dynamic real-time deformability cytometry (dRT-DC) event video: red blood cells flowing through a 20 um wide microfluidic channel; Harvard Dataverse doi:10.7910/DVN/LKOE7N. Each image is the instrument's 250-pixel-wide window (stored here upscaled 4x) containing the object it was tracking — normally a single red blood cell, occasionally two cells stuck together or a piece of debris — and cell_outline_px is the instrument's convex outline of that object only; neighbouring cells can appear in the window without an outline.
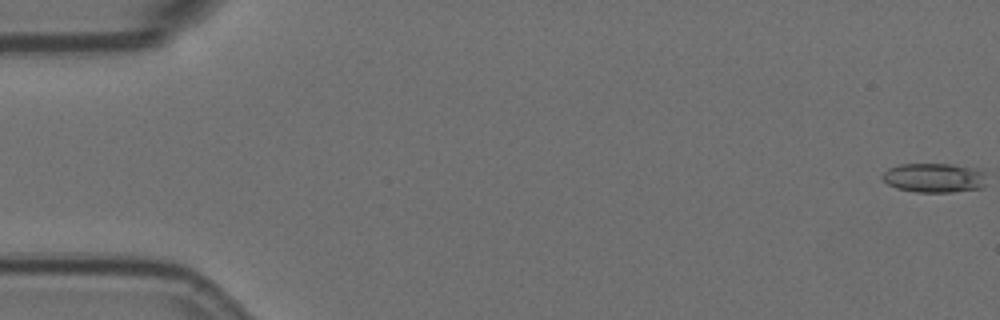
{"species": "Egyptian fruit bat (a non-hibernating species)", "species_latin": "Rousettus aegyptiacus", "temperature_condition": "room temperature", "stored_images_in_passage": 8, "camera_frame_rate_fps": 3000, "um_per_image_px": 0.085, "animal": {"sex": "female"}, "frame": {"image": 1, "passage_image": 1, "time_ms": 0.0, "image_size_px": [1000, 320], "cell_outline_px": [[984, 188], [952, 192], [916, 192], [896, 188], [888, 184], [880, 176], [888, 168], [900, 164], [952, 164], [976, 168], [984, 172]], "centroid_in_image_um": [79.4, 15.11], "position_along_channel_um": 5.6, "area_um2": 17.92}}
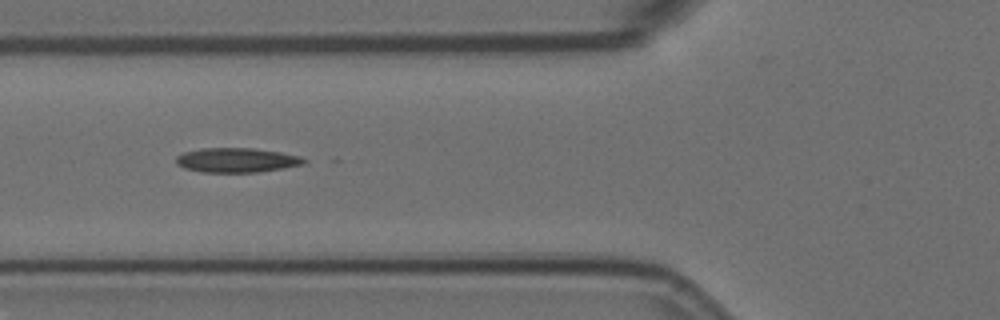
{"frame": {"image": 2, "passage_image": 7, "time_ms": 2.0, "image_size_px": [1000, 320], "cell_outline_px": [[308, 160], [304, 164], [260, 172], [200, 172], [184, 168], [176, 164], [176, 156], [184, 152], [200, 148], [252, 148], [280, 152], [300, 156]], "centroid_in_image_um": [20.1, 13.61], "position_along_channel_um": 105.7, "area_um2": 18.32}}
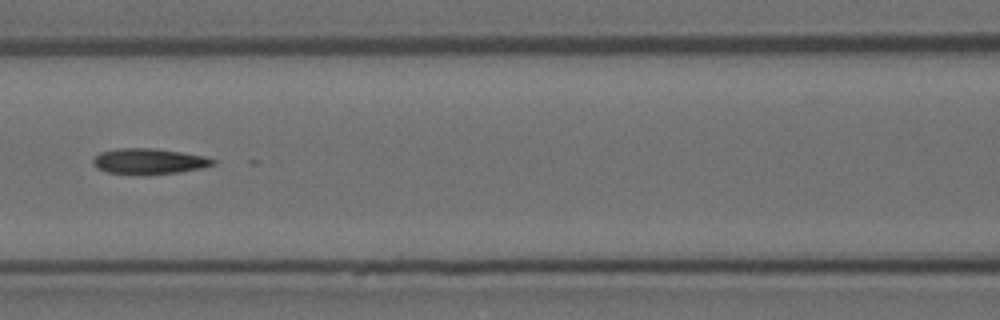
{"frame": {"image": 3, "passage_image": 8, "time_ms": 2.333, "image_size_px": [1000, 320], "cell_outline_px": [[216, 164], [200, 168], [176, 172], [108, 172], [96, 168], [92, 164], [92, 160], [100, 152], [116, 148], [152, 148], [180, 152], [204, 156], [216, 160]], "centroid_in_image_um": [12.64, 13.66], "position_along_channel_um": 154.0, "area_um2": 17.11}}